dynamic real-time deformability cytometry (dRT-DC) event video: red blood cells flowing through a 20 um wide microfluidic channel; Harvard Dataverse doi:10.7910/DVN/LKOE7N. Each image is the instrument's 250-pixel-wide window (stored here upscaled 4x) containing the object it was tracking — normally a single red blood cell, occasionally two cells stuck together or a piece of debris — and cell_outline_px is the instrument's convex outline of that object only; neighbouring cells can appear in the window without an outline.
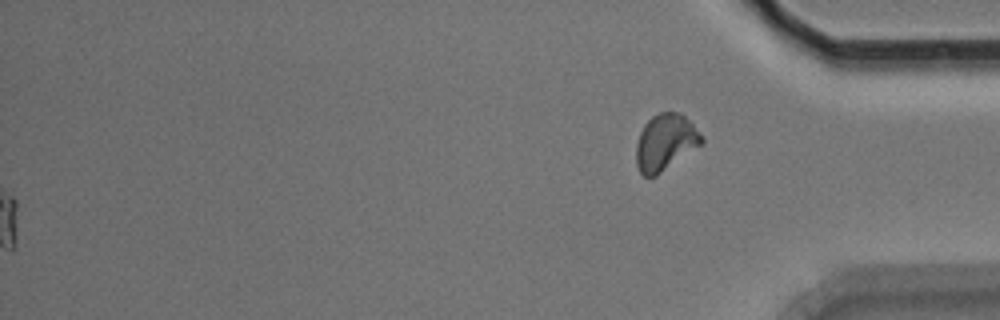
{"species": "Egyptian fruit bat (a non-hibernating species)", "species_latin": "Rousettus aegyptiacus", "temperature_condition": "room temperature", "stored_images_in_passage": 52, "segment_of_instrument_passage": [2, 2], "camera_frame_rate_fps": 3000, "um_per_image_px": 0.085, "animal": {"sex": "male"}, "frame": {"image": 1, "passage_image": 52, "time_ms": 17.0, "image_size_px": [1000, 320], "cell_outline_px": [[704, 144], [656, 176], [644, 176], [640, 172], [636, 164], [636, 144], [640, 132], [644, 124], [652, 116], [660, 112], [680, 112], [704, 136]], "centroid_in_image_um": [56.58, 12.1], "position_along_channel_um": 378.6, "area_um2": 21.73}}